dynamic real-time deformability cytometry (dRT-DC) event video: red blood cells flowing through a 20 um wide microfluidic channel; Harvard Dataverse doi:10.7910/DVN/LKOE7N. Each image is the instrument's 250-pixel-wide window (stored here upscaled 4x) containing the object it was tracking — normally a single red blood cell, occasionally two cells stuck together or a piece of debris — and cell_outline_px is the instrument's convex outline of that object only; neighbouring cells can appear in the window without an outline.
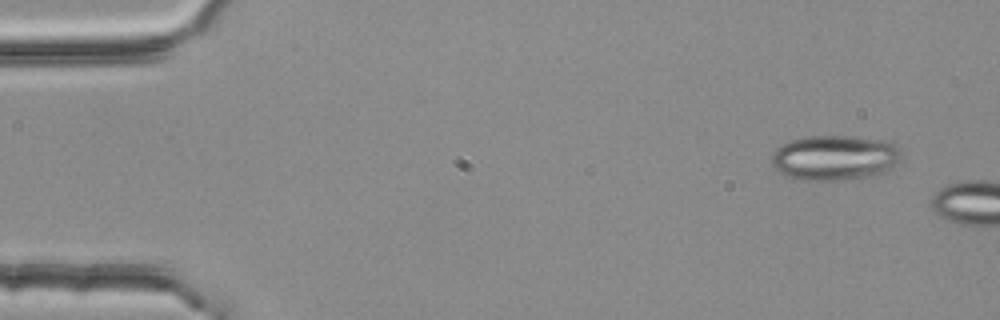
{"species": "common noctule bat (a hibernating species)", "species_latin": "Nyctalus noctula", "temperature_condition": "room temperature", "stored_images_in_passage": 2, "camera_frame_rate_fps": 3000, "um_per_image_px": 0.085, "animal": {"sex": "female", "body_mass_g": 25.1}, "frame": {"image": 1, "passage_image": 1, "time_ms": 0.0, "image_size_px": [1000, 320], "cell_outline_px": [[904, 152], [884, 172], [876, 176], [840, 180], [804, 180], [788, 176], [776, 172], [772, 164], [772, 152], [776, 148], [788, 140], [808, 136], [844, 136], [888, 140], [896, 144]], "centroid_in_image_um": [70.92, 13.4], "position_along_channel_um": 14.1, "area_um2": 34.33}}